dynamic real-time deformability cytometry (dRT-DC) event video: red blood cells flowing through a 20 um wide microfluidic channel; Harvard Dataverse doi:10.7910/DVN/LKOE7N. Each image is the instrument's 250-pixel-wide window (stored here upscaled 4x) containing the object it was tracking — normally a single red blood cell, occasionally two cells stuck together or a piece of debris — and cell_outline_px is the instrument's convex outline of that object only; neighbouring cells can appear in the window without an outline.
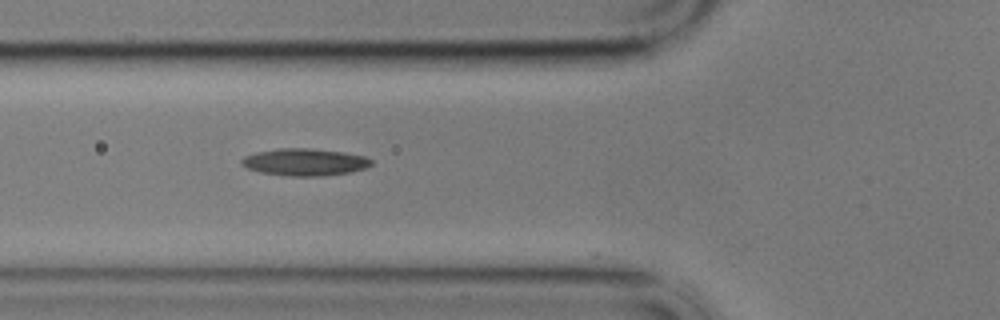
{"species": "common noctule bat (a hibernating species)", "species_latin": "Nyctalus noctula", "temperature_condition": "cold", "stored_images_in_passage": 42, "camera_frame_rate_fps": 3000, "um_per_image_px": 0.085, "animal": {"sex": "male", "body_mass_g": 17.9}, "frame": {"image": 1, "passage_image": 5, "time_ms": 1.333, "image_size_px": [1000, 320], "cell_outline_px": [[372, 164], [368, 168], [352, 172], [320, 176], [288, 176], [260, 172], [248, 168], [240, 164], [240, 160], [244, 156], [256, 152], [280, 148], [308, 148], [344, 152], [364, 156], [372, 160]], "centroid_in_image_um": [25.91, 13.78], "position_along_channel_um": 99.9, "area_um2": 20.63}}
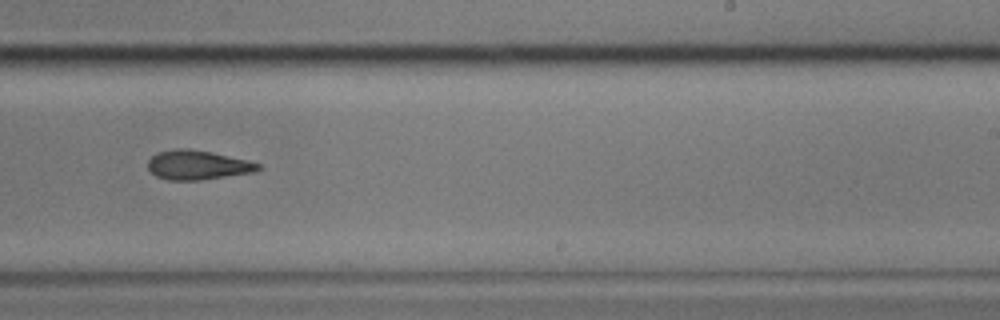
{"frame": {"image": 2, "passage_image": 20, "time_ms": 6.333, "image_size_px": [1000, 320], "cell_outline_px": [[260, 168], [256, 172], [200, 180], [168, 180], [156, 176], [148, 168], [148, 160], [156, 152], [176, 148], [188, 148], [212, 152], [248, 160], [260, 164]], "centroid_in_image_um": [16.79, 14.02], "position_along_channel_um": 272.2, "area_um2": 18.96}}
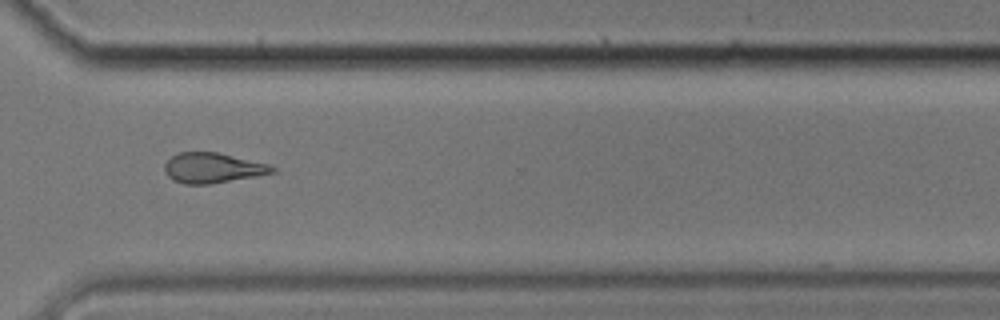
{"frame": {"image": 3, "passage_image": 27, "time_ms": 8.667, "image_size_px": [1000, 320], "cell_outline_px": [[276, 172], [256, 176], [208, 184], [184, 184], [172, 180], [168, 176], [164, 168], [164, 164], [172, 156], [180, 152], [216, 152], [272, 164], [276, 168]], "centroid_in_image_um": [18.1, 14.27], "position_along_channel_um": 352.5, "area_um2": 18.96}, "authors_computed_cell_mechanics": {"area_um2": 19.5075, "velocity_mm_per_s": 3.4397, "shape_relaxation_time_tau1_ms": 5.6462, "shape_relaxation_time_tau2_ms": 5.9783, "deformation_change_tau1": 0.1174, "deformation_change_tau2": 0.161}}